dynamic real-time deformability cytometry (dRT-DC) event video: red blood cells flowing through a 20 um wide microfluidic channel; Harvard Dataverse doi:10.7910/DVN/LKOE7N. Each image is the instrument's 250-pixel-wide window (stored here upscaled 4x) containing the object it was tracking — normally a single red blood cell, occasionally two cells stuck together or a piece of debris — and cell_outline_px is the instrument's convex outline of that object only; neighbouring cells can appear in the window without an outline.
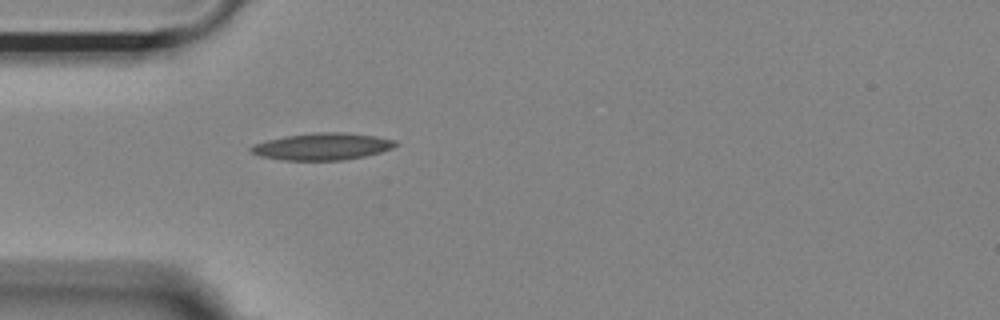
{"species": "Egyptian fruit bat (a non-hibernating species)", "species_latin": "Rousettus aegyptiacus", "temperature_condition": "room temperature", "stored_images_in_passage": 36, "camera_frame_rate_fps": 3000, "um_per_image_px": 0.085, "animal": {"sex": "female"}, "frame": {"image": 1, "passage_image": 1, "time_ms": 0.0, "image_size_px": [1000, 320], "cell_outline_px": [[400, 144], [392, 148], [380, 152], [364, 156], [344, 160], [284, 160], [260, 156], [248, 152], [248, 148], [252, 144], [284, 136], [316, 132], [344, 132], [376, 136], [396, 140]], "centroid_in_image_um": [27.38, 12.45], "position_along_channel_um": 57.6, "area_um2": 22.89}}
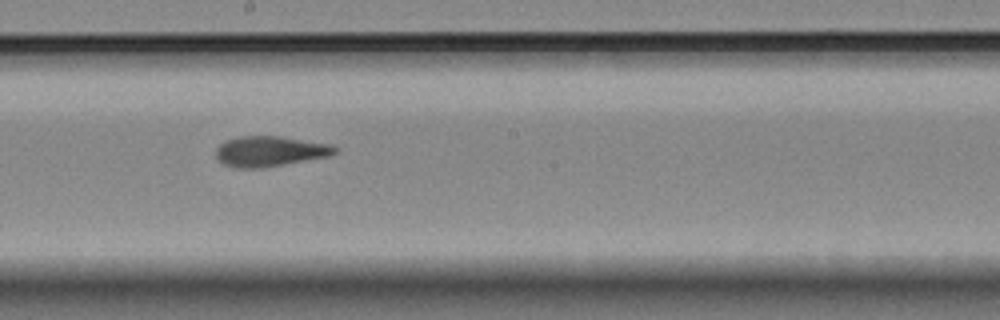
{"frame": {"image": 2, "passage_image": 15, "time_ms": 4.667, "image_size_px": [1000, 320], "cell_outline_px": [[336, 152], [328, 156], [264, 168], [232, 168], [216, 160], [216, 148], [224, 140], [240, 136], [280, 136], [328, 144], [336, 148]], "centroid_in_image_um": [22.85, 12.87], "position_along_channel_um": 225.3, "area_um2": 21.04}}
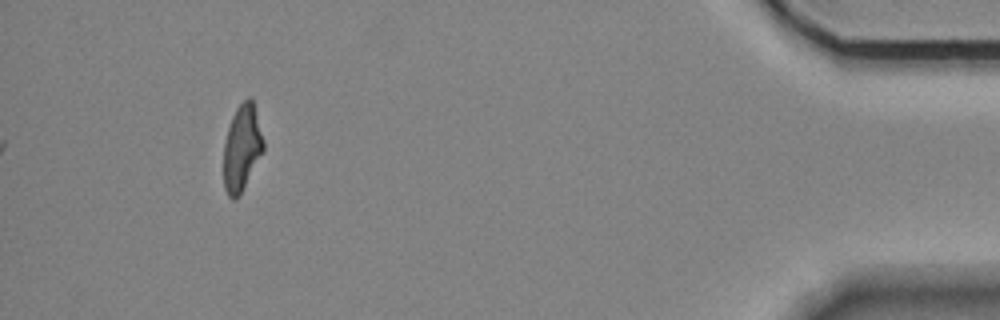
{"frame": {"image": 3, "passage_image": 36, "time_ms": 11.667, "image_size_px": [1000, 320], "cell_outline_px": [[264, 152], [240, 196], [236, 200], [232, 200], [228, 196], [224, 188], [224, 144], [228, 128], [232, 116], [236, 108], [248, 96], [252, 100], [264, 140]], "centroid_in_image_um": [20.57, 12.63], "position_along_channel_um": 414.6, "area_um2": 20.17}, "authors_computed_cell_mechanics": {"area_um2": 20.8658, "velocity_mm_per_s": 3.6372, "shape_relaxation_time_tau1_ms": null, "shape_relaxation_time_tau2_ms": 2.395, "deformation_change_tau1": null, "deformation_change_tau2": 0.1062}}